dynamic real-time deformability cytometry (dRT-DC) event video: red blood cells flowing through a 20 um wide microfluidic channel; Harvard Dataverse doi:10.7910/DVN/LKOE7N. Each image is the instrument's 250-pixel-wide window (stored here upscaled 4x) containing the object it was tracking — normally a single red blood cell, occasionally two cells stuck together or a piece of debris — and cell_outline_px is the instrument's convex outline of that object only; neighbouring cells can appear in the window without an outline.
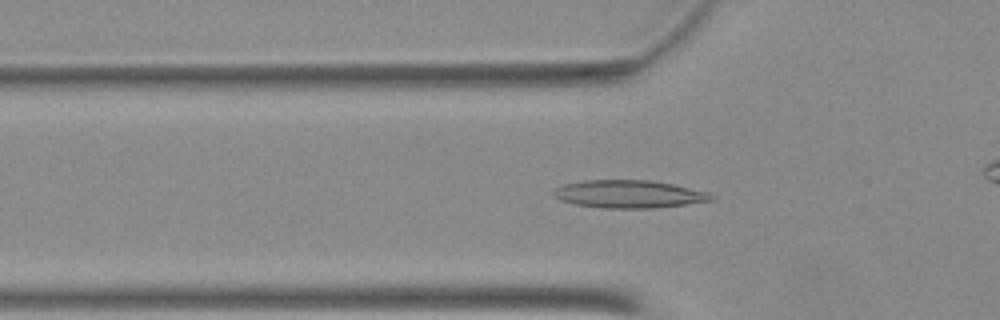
{"species": "Egyptian fruit bat (a non-hibernating species)", "species_latin": "Rousettus aegyptiacus", "temperature_condition": "warm", "stored_images_in_passage": 39, "camera_frame_rate_fps": 3000, "um_per_image_px": 0.085, "animal": {"sex": "female"}, "frame": {"image": 1, "passage_image": 14, "time_ms": 4.333, "image_size_px": [1000, 320], "cell_outline_px": [[716, 200], [688, 204], [652, 208], [600, 208], [576, 204], [560, 200], [552, 196], [552, 192], [556, 188], [564, 184], [584, 180], [648, 180], [672, 184], [708, 192], [716, 196]], "centroid_in_image_um": [53.47, 16.5], "position_along_channel_um": 72.3, "area_um2": 25.66}}
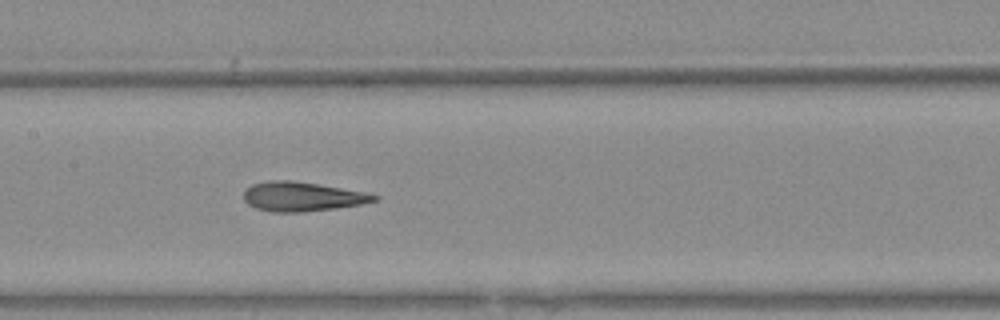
{"frame": {"image": 2, "passage_image": 22, "time_ms": 7.0, "image_size_px": [1000, 320], "cell_outline_px": [[380, 196], [376, 200], [364, 204], [336, 208], [296, 212], [272, 212], [256, 208], [248, 204], [244, 200], [244, 192], [252, 184], [272, 180], [292, 180], [364, 192]], "centroid_in_image_um": [25.67, 16.71], "position_along_channel_um": 181.7, "area_um2": 22.02}}
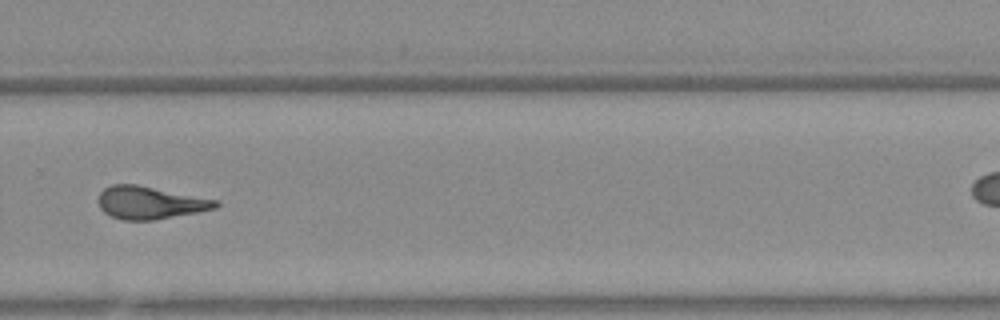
{"frame": {"image": 3, "passage_image": 32, "time_ms": 10.333, "image_size_px": [1000, 320], "cell_outline_px": [[220, 204], [216, 208], [196, 212], [152, 220], [124, 220], [112, 216], [104, 212], [100, 208], [96, 200], [100, 192], [104, 188], [112, 184], [136, 184], [216, 200]], "centroid_in_image_um": [12.68, 17.22], "position_along_channel_um": 317.1, "area_um2": 22.08}}